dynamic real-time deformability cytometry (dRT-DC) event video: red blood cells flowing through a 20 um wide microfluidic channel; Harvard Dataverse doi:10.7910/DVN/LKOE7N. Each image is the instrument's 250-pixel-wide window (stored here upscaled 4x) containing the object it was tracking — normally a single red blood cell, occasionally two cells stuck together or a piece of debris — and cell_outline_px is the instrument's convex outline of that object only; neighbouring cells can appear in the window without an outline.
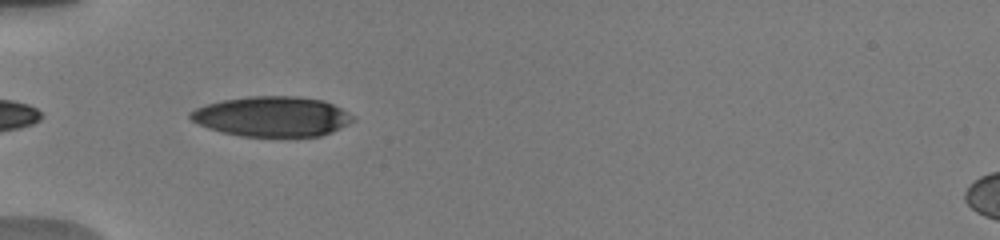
{"species": "human", "species_latin": "Homo sapiens", "temperature_condition": "warm", "stored_images_in_passage": 9, "camera_frame_rate_fps": 3000, "um_per_image_px": 0.085, "donor": {"sex": "male"}, "frame": {"image": 1, "passage_image": 2, "time_ms": 0.333, "image_size_px": [1000, 240], "cell_outline_px": [[356, 120], [332, 132], [320, 136], [240, 136], [220, 132], [208, 128], [192, 120], [188, 116], [188, 112], [196, 108], [208, 104], [224, 100], [248, 96], [300, 96], [324, 100], [356, 116]], "centroid_in_image_um": [23.15, 9.9], "position_along_channel_um": 61.8, "area_um2": 38.09}}
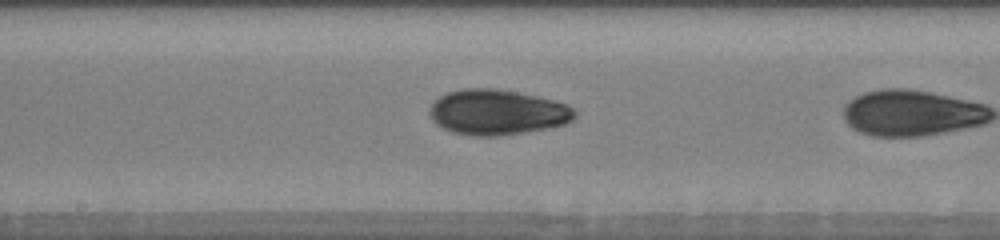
{"frame": {"image": 2, "passage_image": 8, "time_ms": 3.333, "image_size_px": [1000, 240], "cell_outline_px": [[576, 116], [572, 120], [564, 124], [548, 128], [492, 136], [472, 136], [452, 132], [436, 124], [432, 120], [428, 112], [432, 104], [440, 96], [448, 92], [460, 88], [496, 88], [536, 96], [568, 104], [576, 112]], "centroid_in_image_um": [42.24, 9.53], "position_along_channel_um": 206.0, "area_um2": 38.15}}